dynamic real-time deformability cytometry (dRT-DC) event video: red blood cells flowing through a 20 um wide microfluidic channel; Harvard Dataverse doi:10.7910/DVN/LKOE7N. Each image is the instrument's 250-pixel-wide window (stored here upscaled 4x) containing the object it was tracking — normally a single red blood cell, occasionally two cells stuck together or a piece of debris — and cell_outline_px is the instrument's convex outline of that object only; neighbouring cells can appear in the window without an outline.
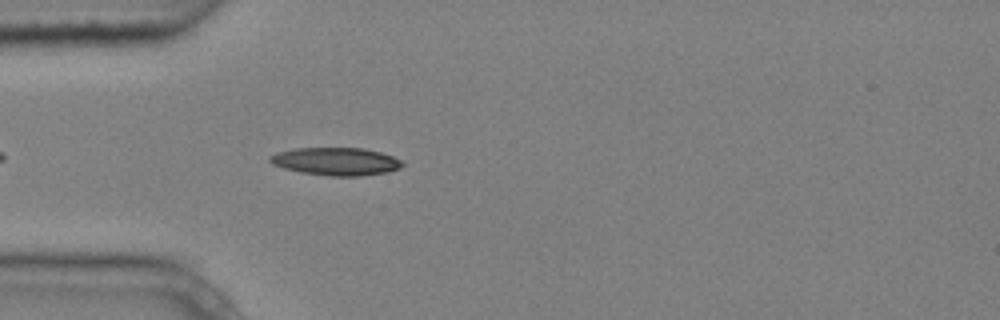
{"species": "common noctule bat (a hibernating species)", "species_latin": "Nyctalus noctula", "temperature_condition": "cold", "stored_images_in_passage": 5, "camera_frame_rate_fps": 3000, "um_per_image_px": 0.085, "animal": {"sex": "male", "body_mass_g": 20.4}, "frame": {"image": 1, "passage_image": 5, "time_ms": 1.333, "image_size_px": [1000, 320], "cell_outline_px": [[404, 164], [400, 168], [388, 172], [360, 176], [332, 176], [300, 172], [284, 168], [272, 164], [268, 160], [268, 156], [276, 152], [292, 148], [364, 148], [380, 152], [392, 156], [400, 160]], "centroid_in_image_um": [28.53, 13.71], "position_along_channel_um": 56.5, "area_um2": 21.56}}